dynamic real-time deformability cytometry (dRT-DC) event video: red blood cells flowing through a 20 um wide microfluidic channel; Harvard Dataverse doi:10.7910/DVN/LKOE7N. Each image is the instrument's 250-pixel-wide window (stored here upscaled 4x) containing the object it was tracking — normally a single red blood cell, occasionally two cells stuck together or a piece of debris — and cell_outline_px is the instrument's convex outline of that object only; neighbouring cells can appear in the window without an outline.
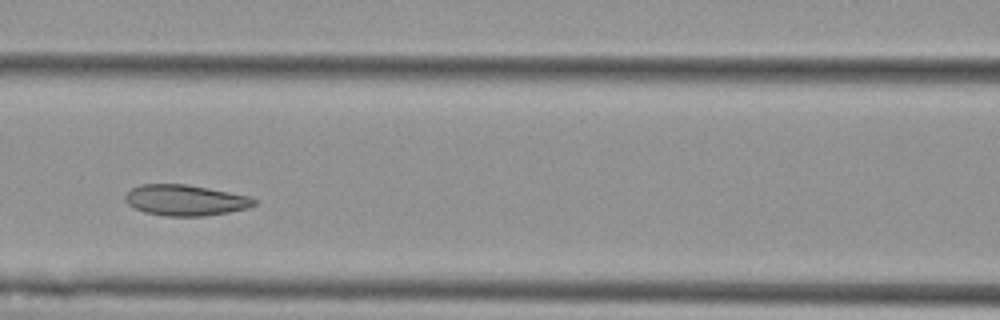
{"species": "Egyptian fruit bat (a non-hibernating species)", "species_latin": "Rousettus aegyptiacus", "temperature_condition": "cold", "stored_images_in_passage": 9, "camera_frame_rate_fps": 3000, "um_per_image_px": 0.085, "animal": {"sex": "female"}, "frame": {"image": 1, "passage_image": 6, "time_ms": 5.667, "image_size_px": [1000, 320], "cell_outline_px": [[260, 200], [256, 204], [248, 208], [228, 212], [204, 216], [164, 216], [144, 212], [128, 204], [124, 200], [124, 196], [132, 188], [140, 184], [184, 184], [208, 188], [248, 196]], "centroid_in_image_um": [15.76, 17.02], "position_along_channel_um": 150.8, "area_um2": 23.18}}
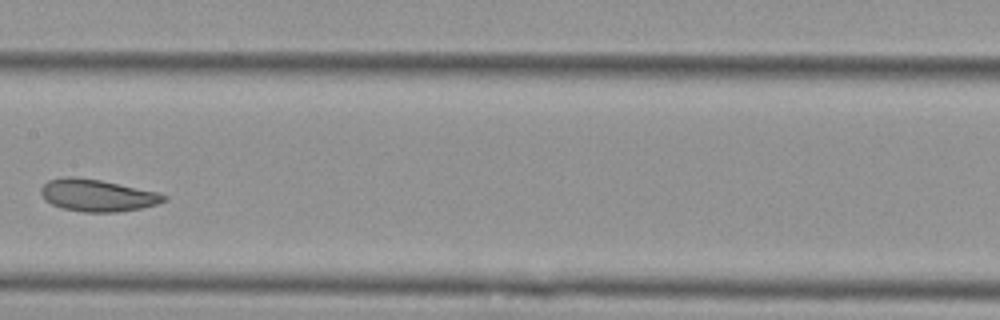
{"frame": {"image": 2, "passage_image": 7, "time_ms": 7.0, "image_size_px": [1000, 320], "cell_outline_px": [[168, 200], [156, 204], [140, 208], [120, 212], [84, 212], [64, 208], [52, 204], [44, 200], [40, 192], [40, 188], [48, 180], [64, 176], [76, 176], [100, 180], [156, 192], [168, 196]], "centroid_in_image_um": [8.24, 16.6], "position_along_channel_um": 199.2, "area_um2": 22.95}}
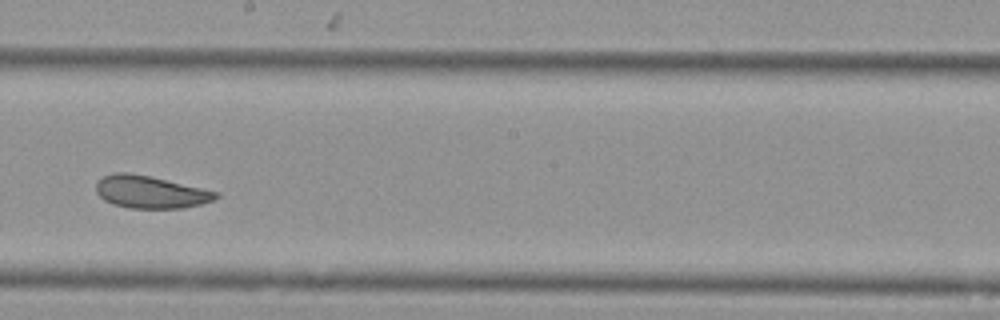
{"frame": {"image": 3, "passage_image": 8, "time_ms": 8.0, "image_size_px": [1000, 320], "cell_outline_px": [[220, 196], [212, 200], [200, 204], [184, 208], [128, 208], [112, 204], [104, 200], [96, 192], [96, 184], [104, 176], [116, 172], [124, 172], [148, 176], [200, 188], [216, 192]], "centroid_in_image_um": [12.74, 16.34], "position_along_channel_um": 235.5, "area_um2": 22.2}}